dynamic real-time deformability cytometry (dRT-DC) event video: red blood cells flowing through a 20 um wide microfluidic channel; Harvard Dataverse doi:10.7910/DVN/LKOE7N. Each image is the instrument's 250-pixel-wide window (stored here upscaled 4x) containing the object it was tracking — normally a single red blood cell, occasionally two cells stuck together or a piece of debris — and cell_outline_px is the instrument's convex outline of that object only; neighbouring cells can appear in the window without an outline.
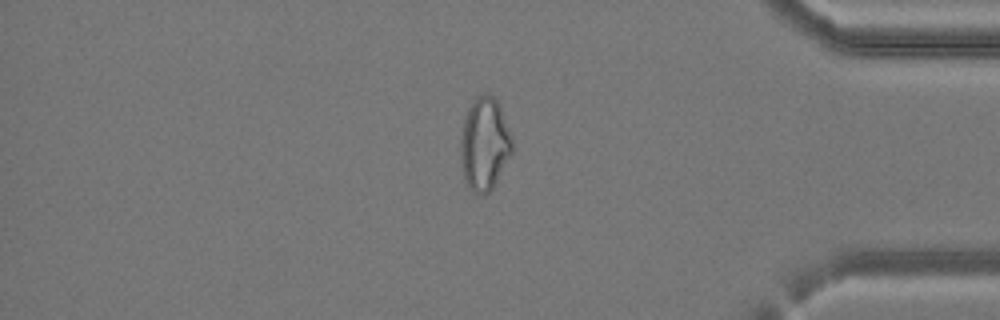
{"species": "common noctule bat (a hibernating species)", "species_latin": "Nyctalus noctula", "temperature_condition": "cold", "stored_images_in_passage": 38, "camera_frame_rate_fps": 3000, "um_per_image_px": 0.085, "animal": {"sex": "female", "body_mass_g": 24.6, "forearm_length_mm": 56.2}, "frame": {"image": 1, "passage_image": 33, "time_ms": 10.667, "image_size_px": [1000, 320], "cell_outline_px": [[512, 152], [492, 188], [484, 196], [476, 196], [468, 188], [464, 180], [460, 152], [460, 140], [464, 120], [468, 108], [476, 96], [484, 92], [488, 92], [496, 100], [500, 108], [512, 136]], "centroid_in_image_um": [41.16, 12.26], "position_along_channel_um": 394.0, "area_um2": 28.03}}